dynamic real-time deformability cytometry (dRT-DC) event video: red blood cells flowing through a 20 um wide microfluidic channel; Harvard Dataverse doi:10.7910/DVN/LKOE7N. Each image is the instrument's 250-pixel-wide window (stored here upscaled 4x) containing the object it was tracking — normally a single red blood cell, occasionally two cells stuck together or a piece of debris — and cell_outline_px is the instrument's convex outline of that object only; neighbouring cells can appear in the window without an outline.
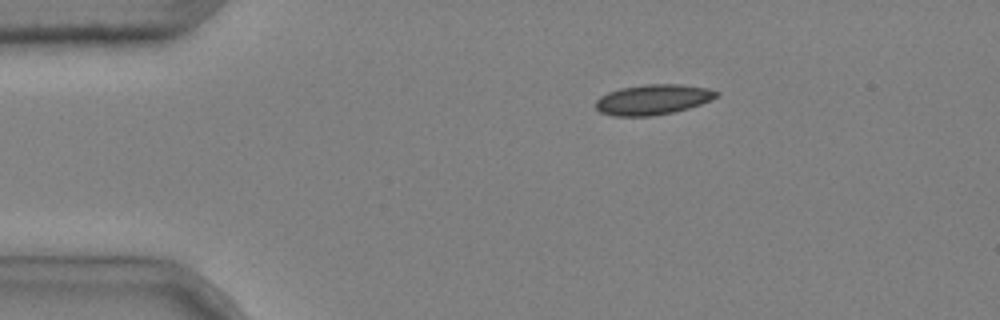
{"species": "common noctule bat (a hibernating species)", "species_latin": "Nyctalus noctula", "temperature_condition": "cold", "stored_images_in_passage": 4, "camera_frame_rate_fps": 3000, "um_per_image_px": 0.085, "animal": {"sex": "male", "body_mass_g": 20.4}, "frame": {"image": 1, "passage_image": 1, "time_ms": 0.0, "image_size_px": [1000, 320], "cell_outline_px": [[720, 92], [716, 96], [700, 104], [688, 108], [672, 112], [652, 116], [612, 116], [600, 112], [596, 108], [596, 100], [600, 96], [608, 92], [620, 88], [644, 84], [680, 84], [708, 88]], "centroid_in_image_um": [55.46, 8.46], "position_along_channel_um": 29.5, "area_um2": 21.21}}
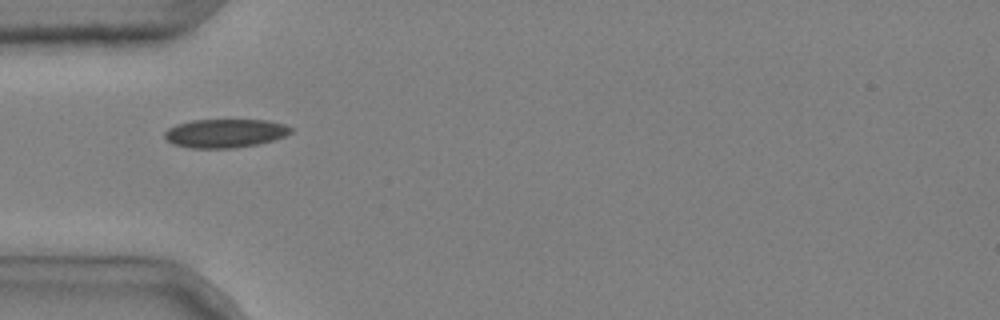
{"frame": {"image": 2, "passage_image": 3, "time_ms": 0.667, "image_size_px": [1000, 320], "cell_outline_px": [[292, 132], [284, 136], [260, 144], [236, 148], [188, 148], [172, 144], [164, 136], [164, 132], [168, 128], [176, 124], [192, 120], [268, 120], [284, 124], [292, 128]], "centroid_in_image_um": [19.12, 11.33], "position_along_channel_um": 65.9, "area_um2": 21.21}}